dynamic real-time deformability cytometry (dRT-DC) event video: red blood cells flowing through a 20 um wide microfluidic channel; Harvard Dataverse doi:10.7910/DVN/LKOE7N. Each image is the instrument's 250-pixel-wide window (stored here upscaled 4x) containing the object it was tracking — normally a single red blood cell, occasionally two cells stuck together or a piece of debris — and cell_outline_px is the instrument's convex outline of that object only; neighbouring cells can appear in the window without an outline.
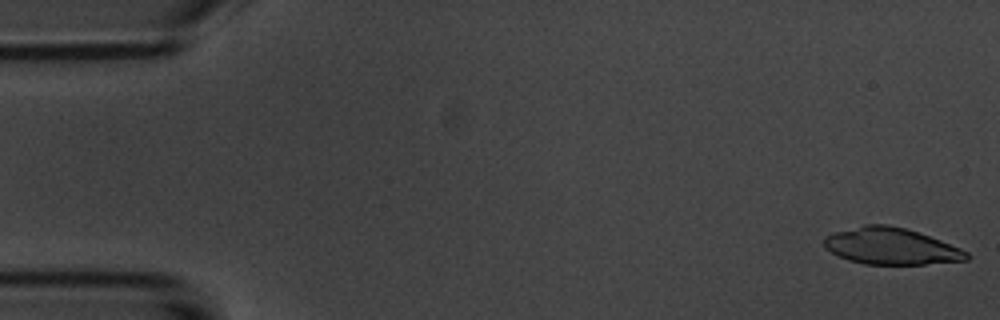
{"species": "common noctule bat (a hibernating species)", "species_latin": "Nyctalus noctula", "temperature_condition": "room temperature", "stored_images_in_passage": 53, "camera_frame_rate_fps": 3000, "um_per_image_px": 0.085, "animal": {"sex": "male", "body_mass_g": 20.1, "forearm_length_mm": 53.5}, "frame": {"image": 1, "passage_image": 1, "time_ms": 0.0, "image_size_px": [1000, 320], "cell_outline_px": [[972, 256], [968, 260], [924, 264], [864, 264], [848, 260], [824, 248], [824, 236], [836, 232], [864, 224], [888, 224], [904, 228], [940, 240], [960, 248], [968, 252]], "centroid_in_image_um": [75.74, 20.93], "position_along_channel_um": 9.3, "area_um2": 30.23}}